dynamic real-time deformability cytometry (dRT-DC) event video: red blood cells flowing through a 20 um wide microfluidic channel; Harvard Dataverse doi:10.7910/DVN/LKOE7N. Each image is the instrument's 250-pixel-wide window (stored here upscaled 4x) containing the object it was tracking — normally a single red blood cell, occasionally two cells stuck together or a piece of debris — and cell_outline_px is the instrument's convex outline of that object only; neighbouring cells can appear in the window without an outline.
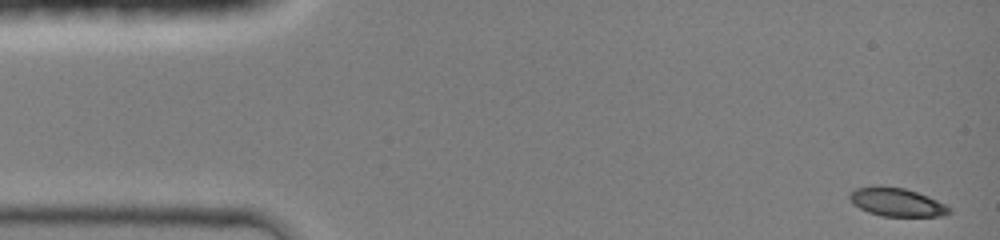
{"species": "common noctule bat (a hibernating species)", "species_latin": "Nyctalus noctula", "temperature_condition": "room temperature", "stored_images_in_passage": 44, "camera_frame_rate_fps": 3000, "um_per_image_px": 0.085, "animal": {"sex": "female", "body_mass_g": 19.0, "forearm_length_mm": 51.5}, "frame": {"image": 1, "passage_image": 1, "time_ms": 0.0, "image_size_px": [1000, 240], "cell_outline_px": [[952, 212], [944, 216], [880, 216], [868, 212], [852, 204], [848, 196], [856, 188], [872, 184], [880, 184], [904, 188], [928, 196], [952, 208]], "centroid_in_image_um": [76.19, 17.16], "position_along_channel_um": 8.8, "area_um2": 16.82}}
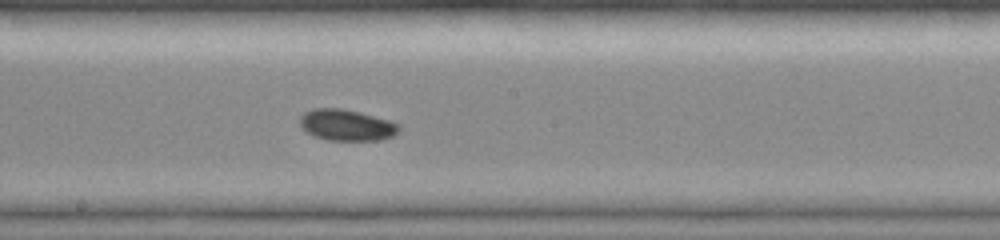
{"frame": {"image": 2, "passage_image": 24, "time_ms": 7.667, "image_size_px": [1000, 240], "cell_outline_px": [[400, 128], [392, 136], [380, 140], [328, 140], [312, 136], [300, 128], [300, 116], [304, 112], [312, 108], [344, 108], [392, 120], [400, 124]], "centroid_in_image_um": [29.44, 10.62], "position_along_channel_um": 218.8, "area_um2": 18.38}}
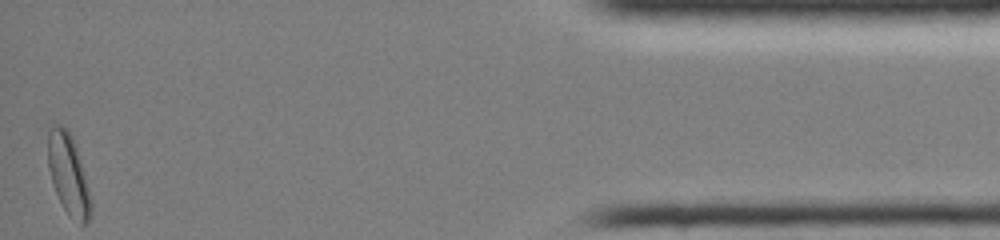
{"frame": {"image": 3, "passage_image": 44, "time_ms": 14.333, "image_size_px": [1000, 240], "cell_outline_px": [[92, 212], [88, 224], [80, 224], [68, 216], [56, 192], [48, 168], [48, 128], [52, 124], [60, 124], [72, 136], [80, 160], [88, 188], [92, 204]], "centroid_in_image_um": [5.81, 14.86], "position_along_channel_um": 429.4, "area_um2": 20.06}, "authors_computed_cell_mechanics": {"area_um2": 17.6001, "velocity_mm_per_s": 4.2478, "shape_relaxation_time_tau1_ms": 2.5919, "shape_relaxation_time_tau2_ms": null, "deformation_change_tau1": 0.0715, "deformation_change_tau2": null}}